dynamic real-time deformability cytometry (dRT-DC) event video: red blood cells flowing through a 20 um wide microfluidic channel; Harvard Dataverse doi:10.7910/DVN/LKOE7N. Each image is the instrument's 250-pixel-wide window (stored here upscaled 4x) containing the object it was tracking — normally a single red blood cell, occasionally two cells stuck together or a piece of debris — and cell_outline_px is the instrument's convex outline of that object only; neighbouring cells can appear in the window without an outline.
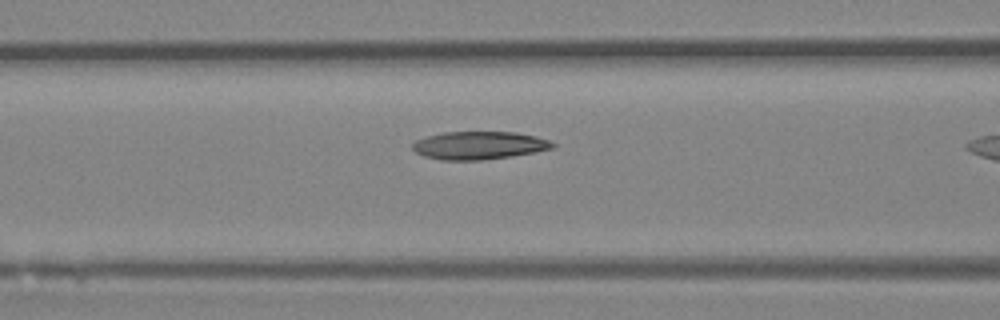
{"species": "Egyptian fruit bat (a non-hibernating species)", "species_latin": "Rousettus aegyptiacus", "temperature_condition": "room temperature", "stored_images_in_passage": 30, "camera_frame_rate_fps": 3000, "um_per_image_px": 0.085, "animal": {"sex": "female"}, "frame": {"image": 1, "passage_image": 11, "time_ms": 3.333, "image_size_px": [1000, 320], "cell_outline_px": [[556, 148], [512, 156], [480, 160], [440, 160], [424, 156], [416, 152], [412, 148], [412, 144], [416, 140], [428, 136], [444, 132], [516, 132], [536, 136], [548, 140], [556, 144]], "centroid_in_image_um": [40.74, 12.36], "position_along_channel_um": 125.9, "area_um2": 22.83}}
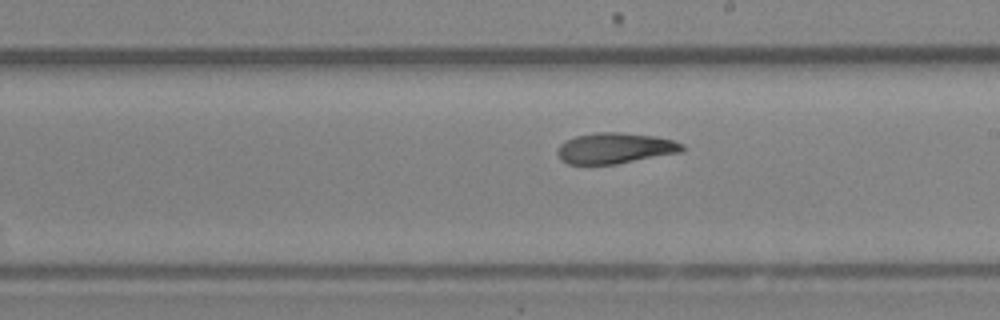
{"frame": {"image": 2, "passage_image": 19, "time_ms": 6.0, "image_size_px": [1000, 320], "cell_outline_px": [[684, 148], [680, 152], [616, 164], [568, 164], [560, 160], [556, 152], [560, 144], [576, 136], [596, 132], [620, 132], [652, 136], [672, 140], [684, 144]], "centroid_in_image_um": [52.24, 12.6], "position_along_channel_um": 236.8, "area_um2": 22.2}}
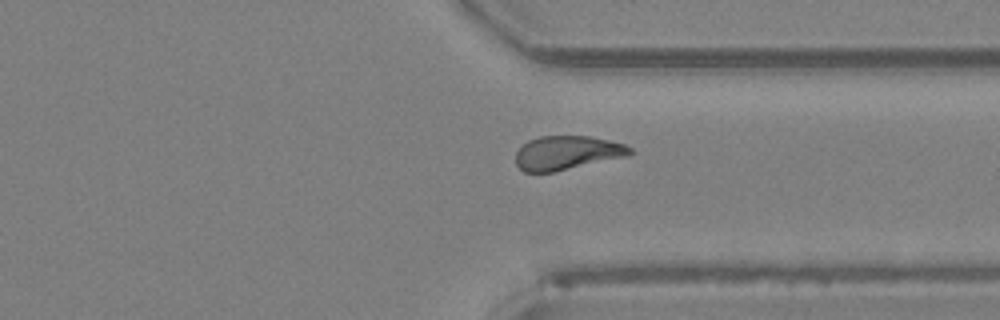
{"frame": {"image": 3, "passage_image": 28, "time_ms": 9.0, "image_size_px": [1000, 320], "cell_outline_px": [[632, 156], [552, 172], [524, 172], [516, 164], [516, 152], [528, 140], [540, 136], [588, 136], [624, 144], [632, 148]], "centroid_in_image_um": [48.23, 13.0], "position_along_channel_um": 363.2, "area_um2": 22.66}}